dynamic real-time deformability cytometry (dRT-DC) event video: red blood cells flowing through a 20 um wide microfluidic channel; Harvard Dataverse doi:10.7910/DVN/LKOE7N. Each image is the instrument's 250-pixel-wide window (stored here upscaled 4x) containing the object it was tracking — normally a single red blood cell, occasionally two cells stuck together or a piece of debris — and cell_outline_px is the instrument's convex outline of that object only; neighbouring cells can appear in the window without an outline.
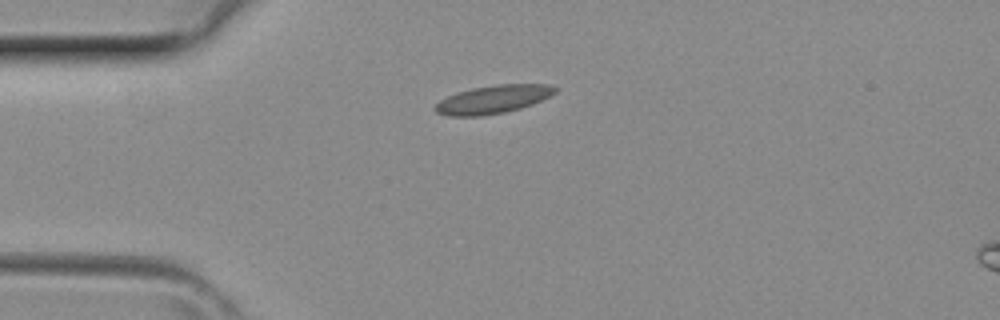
{"species": "common noctule bat (a hibernating species)", "species_latin": "Nyctalus noctula", "temperature_condition": "room temperature", "stored_images_in_passage": 2, "camera_frame_rate_fps": 3000, "um_per_image_px": 0.085, "animal": {"sex": "female", "body_mass_g": 29.2, "forearm_length_mm": 56.3}, "frame": {"image": 1, "passage_image": 1, "time_ms": 0.0, "image_size_px": [1000, 320], "cell_outline_px": [[556, 92], [532, 104], [520, 108], [504, 112], [480, 116], [448, 116], [436, 112], [432, 108], [440, 100], [456, 92], [472, 88], [496, 84], [552, 84], [556, 88]], "centroid_in_image_um": [41.87, 8.44], "position_along_channel_um": 43.1, "area_um2": 19.65}}